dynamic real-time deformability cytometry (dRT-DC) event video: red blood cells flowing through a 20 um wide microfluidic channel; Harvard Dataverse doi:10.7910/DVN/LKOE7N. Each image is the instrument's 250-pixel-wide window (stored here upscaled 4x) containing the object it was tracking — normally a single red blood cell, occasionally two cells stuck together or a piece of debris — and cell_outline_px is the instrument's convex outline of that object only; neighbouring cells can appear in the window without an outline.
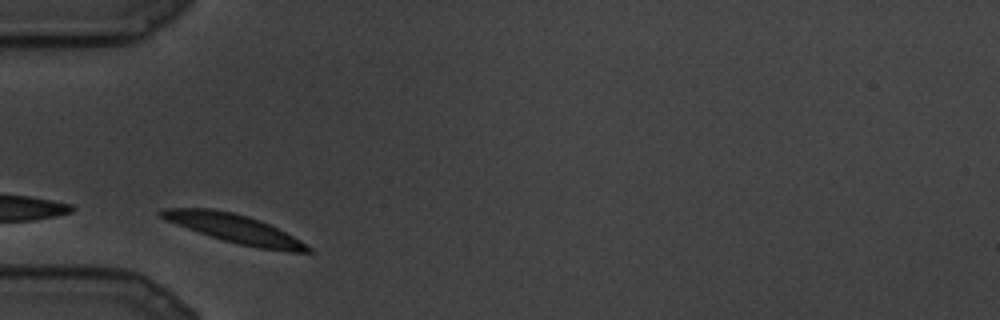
{"species": "common noctule bat (a hibernating species)", "species_latin": "Nyctalus noctula", "temperature_condition": "cold", "stored_images_in_passage": 9, "camera_frame_rate_fps": 3000, "um_per_image_px": 0.085, "animal": {"sex": "male", "body_mass_g": 19.5, "forearm_length_mm": 54.6}, "frame": {"image": 1, "passage_image": 1, "time_ms": 0.0, "image_size_px": [1000, 320], "cell_outline_px": [[316, 252], [288, 252], [260, 248], [240, 244], [224, 240], [188, 228], [168, 220], [160, 216], [156, 212], [164, 208], [212, 208], [232, 212], [248, 216], [260, 220], [300, 240], [312, 248]], "centroid_in_image_um": [19.97, 19.43], "position_along_channel_um": 65.0, "area_um2": 23.99}}
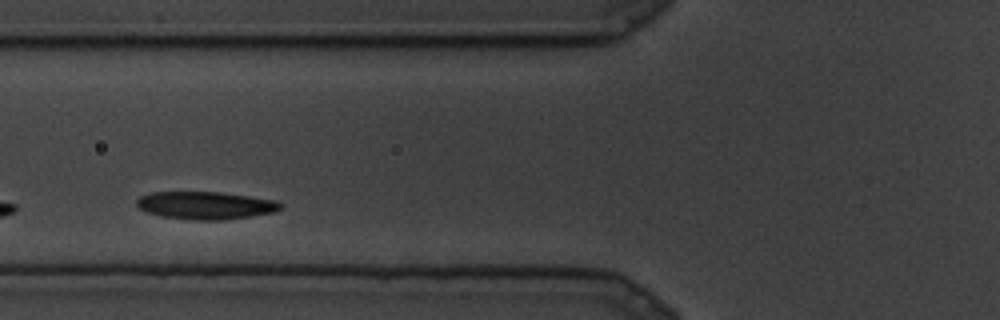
{"frame": {"image": 2, "passage_image": 3, "time_ms": 0.667, "image_size_px": [1000, 320], "cell_outline_px": [[284, 208], [276, 212], [252, 216], [224, 220], [196, 220], [164, 216], [148, 212], [140, 208], [136, 204], [136, 200], [140, 196], [148, 192], [220, 192], [276, 200], [284, 204]], "centroid_in_image_um": [17.53, 17.45], "position_along_channel_um": 108.3, "area_um2": 23.29}}
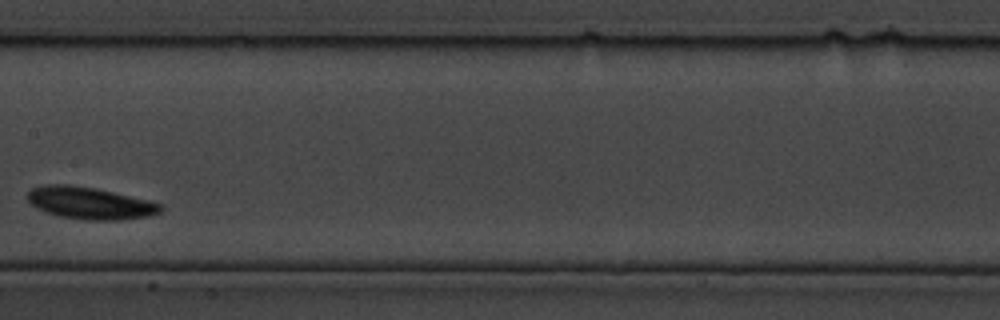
{"frame": {"image": 3, "passage_image": 7, "time_ms": 2.0, "image_size_px": [1000, 320], "cell_outline_px": [[164, 208], [160, 212], [148, 216], [120, 220], [84, 220], [60, 216], [44, 212], [36, 208], [28, 200], [28, 192], [32, 188], [48, 184], [68, 184], [96, 188], [148, 200], [164, 204]], "centroid_in_image_um": [7.66, 17.26], "position_along_channel_um": 199.7, "area_um2": 24.97}}